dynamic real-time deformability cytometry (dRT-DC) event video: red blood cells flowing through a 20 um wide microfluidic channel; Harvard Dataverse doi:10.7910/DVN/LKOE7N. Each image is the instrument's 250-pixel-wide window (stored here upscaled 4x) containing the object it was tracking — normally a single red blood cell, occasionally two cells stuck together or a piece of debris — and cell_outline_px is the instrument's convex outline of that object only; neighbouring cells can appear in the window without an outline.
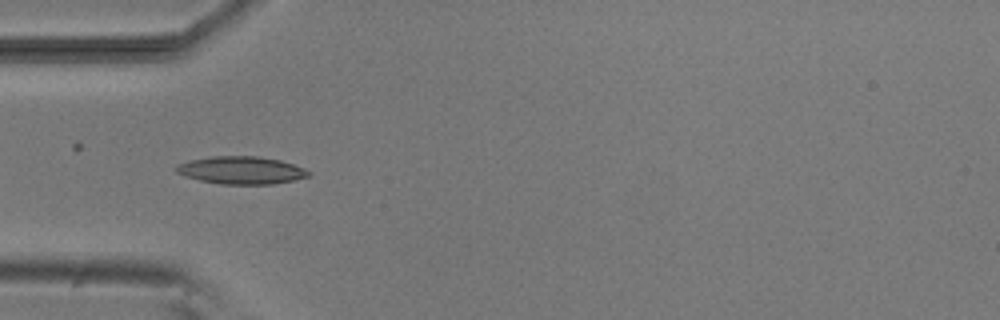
{"species": "common noctule bat (a hibernating species)", "species_latin": "Nyctalus noctula", "temperature_condition": "room temperature", "stored_images_in_passage": 6, "camera_frame_rate_fps": 3000, "um_per_image_px": 0.085, "animal": {"sex": "male", "body_mass_g": 20.5, "forearm_length_mm": 52.5}, "frame": {"image": 1, "passage_image": 4, "time_ms": 3.333, "image_size_px": [1000, 320], "cell_outline_px": [[312, 172], [308, 176], [292, 180], [272, 184], [220, 184], [200, 180], [184, 176], [176, 172], [176, 164], [188, 160], [212, 156], [256, 156], [280, 160], [304, 168]], "centroid_in_image_um": [20.47, 14.46], "position_along_channel_um": 64.5, "area_um2": 21.27}}
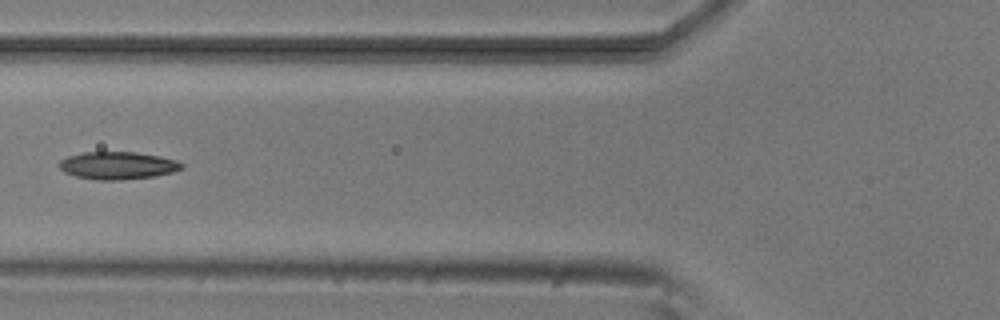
{"frame": {"image": 2, "passage_image": 5, "time_ms": 4.667, "image_size_px": [1000, 320], "cell_outline_px": [[184, 168], [172, 172], [152, 176], [120, 180], [96, 180], [76, 176], [64, 172], [60, 168], [60, 160], [68, 156], [84, 152], [136, 152], [160, 156], [176, 160], [184, 164]], "centroid_in_image_um": [10.01, 14.06], "position_along_channel_um": 115.8, "area_um2": 19.59}}
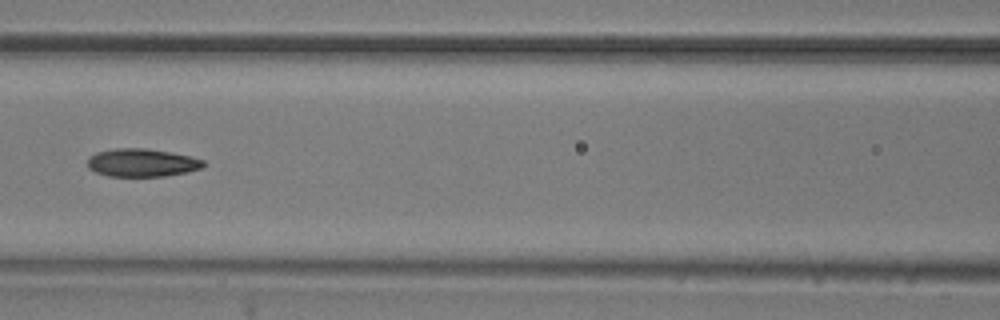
{"frame": {"image": 3, "passage_image": 6, "time_ms": 5.667, "image_size_px": [1000, 320], "cell_outline_px": [[204, 164], [200, 168], [188, 172], [164, 176], [108, 176], [96, 172], [88, 168], [88, 156], [96, 152], [116, 148], [144, 148], [168, 152], [188, 156], [204, 160]], "centroid_in_image_um": [12.02, 13.83], "position_along_channel_um": 154.6, "area_um2": 18.79}}